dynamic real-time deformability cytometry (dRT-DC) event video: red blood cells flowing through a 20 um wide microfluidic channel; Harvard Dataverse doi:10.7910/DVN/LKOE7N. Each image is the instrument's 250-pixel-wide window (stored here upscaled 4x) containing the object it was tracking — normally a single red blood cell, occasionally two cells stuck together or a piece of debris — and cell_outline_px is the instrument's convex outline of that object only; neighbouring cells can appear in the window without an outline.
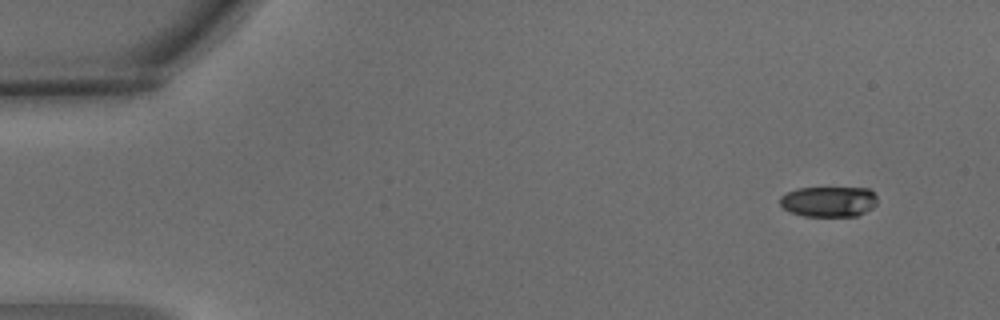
{"species": "common noctule bat (a hibernating species)", "species_latin": "Nyctalus noctula", "temperature_condition": "warm", "stored_images_in_passage": 5, "camera_frame_rate_fps": 3000, "um_per_image_px": 0.085, "animal": {"sex": "male", "body_mass_g": 15.6}, "frame": {"image": 1, "passage_image": 1, "time_ms": 0.0, "image_size_px": [1000, 320], "cell_outline_px": [[876, 204], [872, 208], [856, 216], [804, 216], [792, 212], [784, 208], [780, 204], [780, 196], [796, 188], [868, 188], [876, 196]], "centroid_in_image_um": [70.43, 17.13], "position_along_channel_um": 14.6, "area_um2": 17.17}}
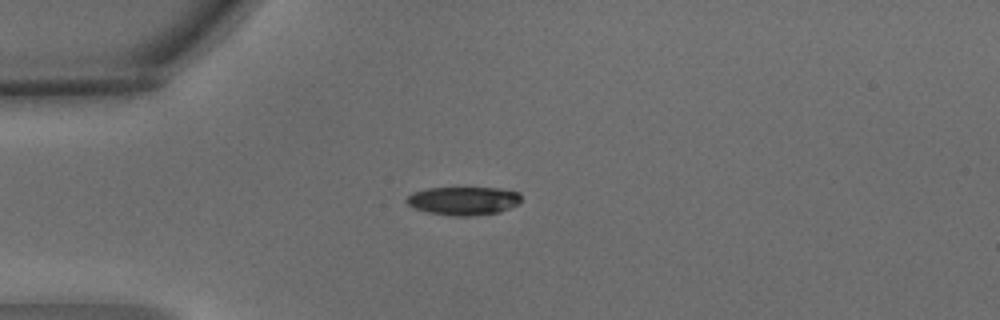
{"frame": {"image": 2, "passage_image": 4, "time_ms": 1.0, "image_size_px": [1000, 320], "cell_outline_px": [[520, 200], [516, 204], [500, 212], [472, 216], [452, 216], [428, 212], [416, 208], [408, 204], [404, 200], [412, 192], [428, 188], [500, 188], [520, 192]], "centroid_in_image_um": [39.38, 17.06], "position_along_channel_um": 45.6, "area_um2": 18.9}}
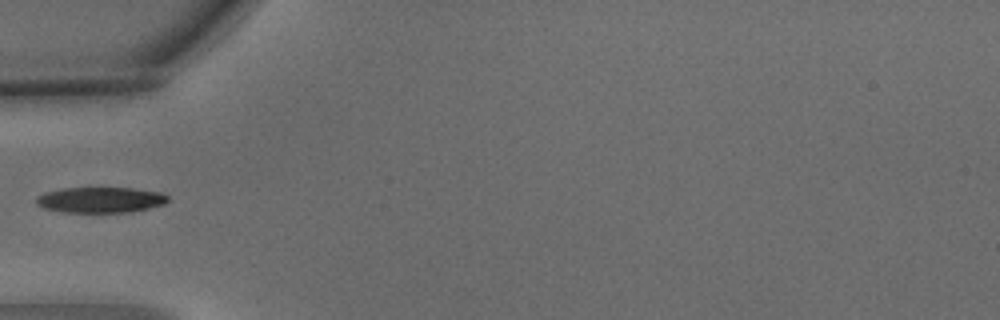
{"frame": {"image": 3, "passage_image": 5, "time_ms": 1.333, "image_size_px": [1000, 320], "cell_outline_px": [[168, 200], [164, 204], [148, 208], [128, 212], [64, 212], [44, 208], [36, 204], [36, 196], [44, 192], [64, 188], [136, 188], [160, 192], [168, 196]], "centroid_in_image_um": [8.52, 16.98], "position_along_channel_um": 76.5, "area_um2": 19.65}}